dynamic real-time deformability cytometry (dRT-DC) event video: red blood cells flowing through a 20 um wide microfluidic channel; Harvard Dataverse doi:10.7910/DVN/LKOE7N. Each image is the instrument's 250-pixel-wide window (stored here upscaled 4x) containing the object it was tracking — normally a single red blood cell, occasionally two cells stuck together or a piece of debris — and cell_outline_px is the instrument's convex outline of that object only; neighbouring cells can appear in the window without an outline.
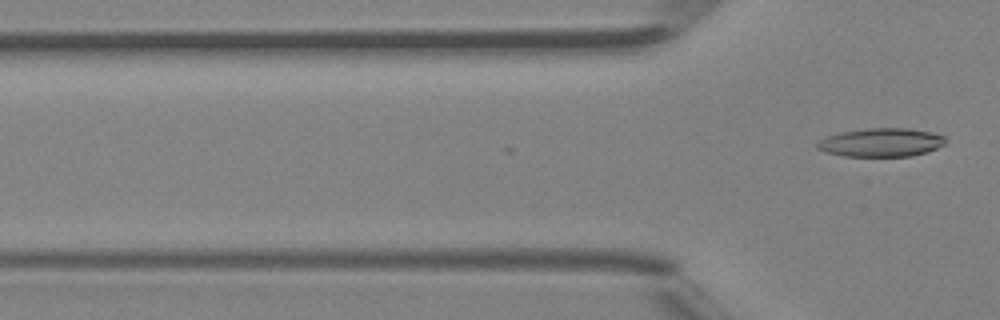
{"species": "Egyptian fruit bat (a non-hibernating species)", "species_latin": "Rousettus aegyptiacus", "temperature_condition": "room temperature", "stored_images_in_passage": 12, "camera_frame_rate_fps": 3000, "um_per_image_px": 0.085, "animal": {"sex": "female"}, "frame": {"image": 1, "passage_image": 12, "time_ms": 3.667, "image_size_px": [1000, 320], "cell_outline_px": [[948, 140], [944, 144], [928, 152], [912, 156], [844, 156], [824, 152], [816, 148], [816, 144], [820, 140], [828, 136], [840, 132], [864, 128], [908, 128], [932, 132], [944, 136]], "centroid_in_image_um": [74.91, 12.1], "position_along_channel_um": 50.9, "area_um2": 21.5}}